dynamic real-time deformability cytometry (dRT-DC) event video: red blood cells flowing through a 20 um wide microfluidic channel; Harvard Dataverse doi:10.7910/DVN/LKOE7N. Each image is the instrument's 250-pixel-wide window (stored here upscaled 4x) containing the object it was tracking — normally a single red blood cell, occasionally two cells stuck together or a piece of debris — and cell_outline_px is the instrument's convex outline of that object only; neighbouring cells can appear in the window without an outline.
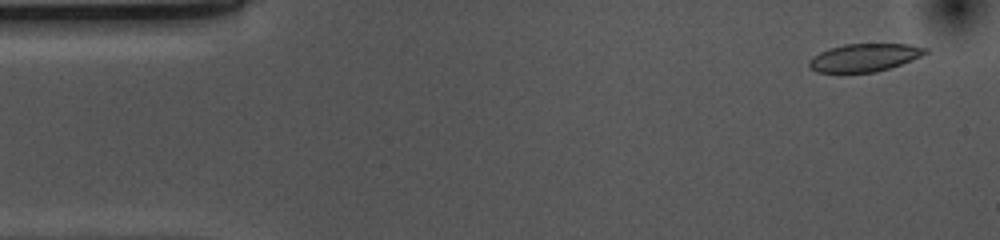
{"species": "common noctule bat (a hibernating species)", "species_latin": "Nyctalus noctula", "temperature_condition": "cold", "stored_images_in_passage": 53, "camera_frame_rate_fps": 3000, "um_per_image_px": 0.085, "animal": {"sex": "female", "body_mass_g": 10.0, "forearm_length_mm": 53.1}, "frame": {"image": 1, "passage_image": 3, "time_ms": 0.667, "image_size_px": [1000, 240], "cell_outline_px": [[928, 52], [912, 60], [876, 72], [816, 72], [808, 68], [808, 60], [812, 56], [828, 48], [844, 44], [908, 44], [928, 48]], "centroid_in_image_um": [73.42, 4.89], "position_along_channel_um": 11.6, "area_um2": 18.9}}
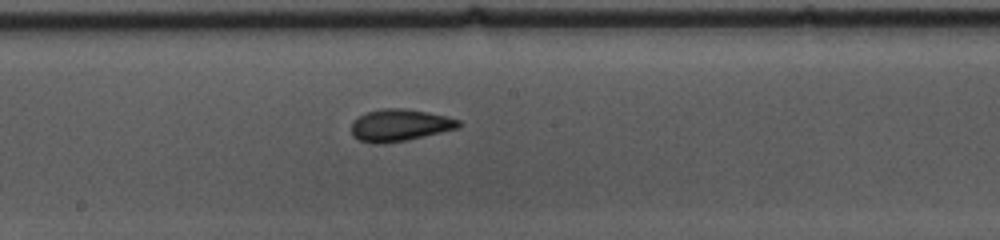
{"frame": {"image": 2, "passage_image": 27, "time_ms": 8.667, "image_size_px": [1000, 240], "cell_outline_px": [[460, 128], [408, 140], [380, 144], [360, 140], [352, 136], [352, 124], [360, 116], [368, 112], [384, 108], [404, 108], [448, 116], [460, 120]], "centroid_in_image_um": [34.03, 10.64], "position_along_channel_um": 214.2, "area_um2": 19.88}}
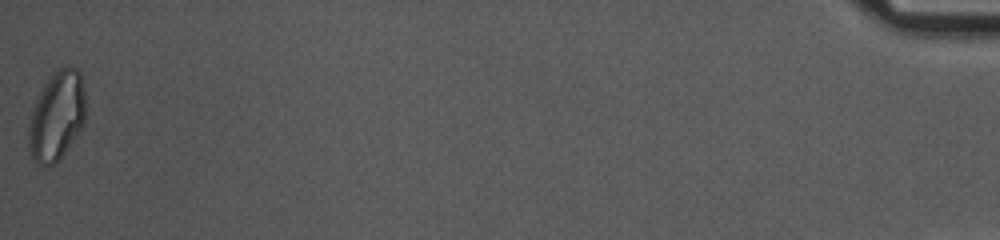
{"frame": {"image": 3, "passage_image": 53, "time_ms": 17.333, "image_size_px": [1000, 240], "cell_outline_px": [[84, 124], [56, 164], [36, 164], [32, 160], [28, 152], [28, 128], [32, 112], [36, 100], [44, 84], [52, 72], [56, 68], [68, 64], [76, 68], [80, 72], [84, 88]], "centroid_in_image_um": [4.81, 9.83], "position_along_channel_um": 430.4, "area_um2": 29.77}, "authors_computed_cell_mechanics": {"area_um2": 19.8832, "velocity_mm_per_s": 3.7046, "shape_relaxation_time_tau1_ms": 4.9449, "shape_relaxation_time_tau2_ms": 1.2534, "deformation_change_tau1": 0.1311, "deformation_change_tau2": 0.0576}}